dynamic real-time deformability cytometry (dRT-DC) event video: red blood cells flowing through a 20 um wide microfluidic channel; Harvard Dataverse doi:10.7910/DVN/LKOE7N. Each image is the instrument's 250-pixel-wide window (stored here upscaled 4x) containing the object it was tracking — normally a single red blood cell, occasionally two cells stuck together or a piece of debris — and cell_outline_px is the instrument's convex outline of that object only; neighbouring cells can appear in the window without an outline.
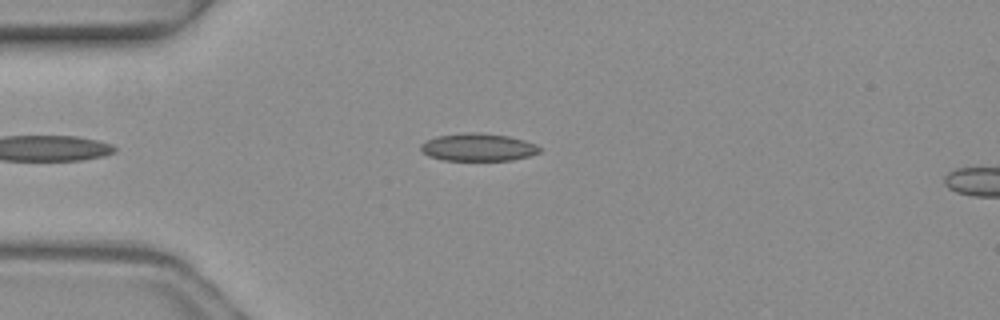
{"species": "common noctule bat (a hibernating species)", "species_latin": "Nyctalus noctula", "temperature_condition": "warm", "stored_images_in_passage": 4, "camera_frame_rate_fps": 3000, "um_per_image_px": 0.085, "animal": {"sex": "female", "body_mass_g": 19.3, "forearm_length_mm": 54.1}, "frame": {"image": 1, "passage_image": 4, "time_ms": 1.0, "image_size_px": [1000, 320], "cell_outline_px": [[544, 148], [540, 152], [528, 156], [512, 160], [444, 160], [428, 156], [420, 148], [420, 144], [436, 136], [464, 132], [476, 132], [508, 136], [524, 140], [536, 144]], "centroid_in_image_um": [40.66, 12.51], "position_along_channel_um": 44.3, "area_um2": 19.19}}